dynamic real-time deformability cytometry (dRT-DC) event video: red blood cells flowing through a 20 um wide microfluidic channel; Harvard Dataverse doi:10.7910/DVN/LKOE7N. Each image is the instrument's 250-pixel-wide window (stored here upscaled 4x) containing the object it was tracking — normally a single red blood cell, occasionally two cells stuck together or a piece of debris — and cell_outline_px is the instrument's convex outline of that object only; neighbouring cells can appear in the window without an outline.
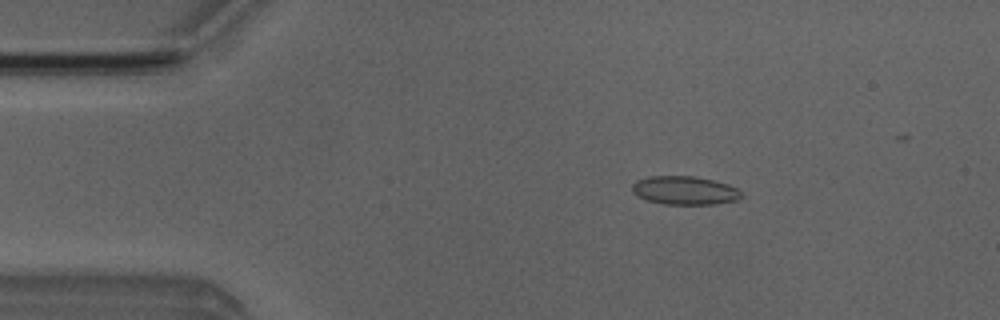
{"species": "Egyptian fruit bat (a non-hibernating species)", "species_latin": "Rousettus aegyptiacus", "temperature_condition": "room temperature", "stored_images_in_passage": 8, "camera_frame_rate_fps": 3000, "um_per_image_px": 0.085, "animal": {"sex": "male"}, "frame": {"image": 1, "passage_image": 3, "time_ms": 2.333, "image_size_px": [1000, 320], "cell_outline_px": [[740, 196], [736, 200], [712, 204], [664, 204], [648, 200], [636, 196], [632, 192], [632, 184], [636, 180], [648, 176], [696, 176], [728, 184], [736, 188], [740, 192]], "centroid_in_image_um": [58.13, 16.17], "position_along_channel_um": 26.9, "area_um2": 18.03}}
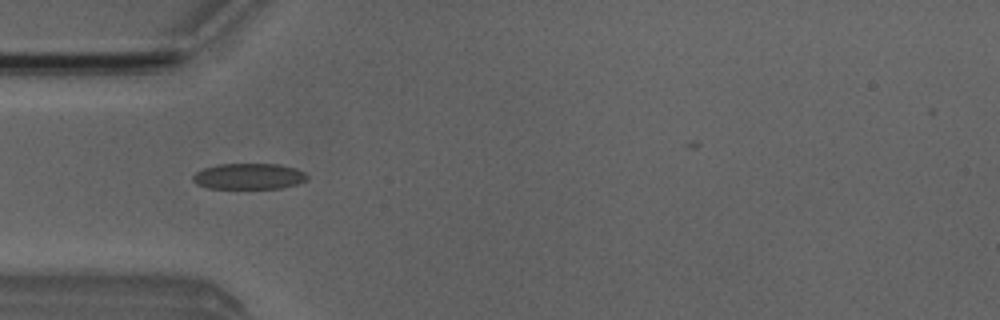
{"frame": {"image": 2, "passage_image": 5, "time_ms": 4.667, "image_size_px": [1000, 320], "cell_outline_px": [[308, 180], [296, 184], [280, 188], [208, 188], [196, 184], [192, 180], [192, 176], [196, 172], [204, 168], [216, 164], [280, 164], [296, 168], [304, 172], [308, 176]], "centroid_in_image_um": [21.15, 14.98], "position_along_channel_um": 63.9, "area_um2": 17.34}}